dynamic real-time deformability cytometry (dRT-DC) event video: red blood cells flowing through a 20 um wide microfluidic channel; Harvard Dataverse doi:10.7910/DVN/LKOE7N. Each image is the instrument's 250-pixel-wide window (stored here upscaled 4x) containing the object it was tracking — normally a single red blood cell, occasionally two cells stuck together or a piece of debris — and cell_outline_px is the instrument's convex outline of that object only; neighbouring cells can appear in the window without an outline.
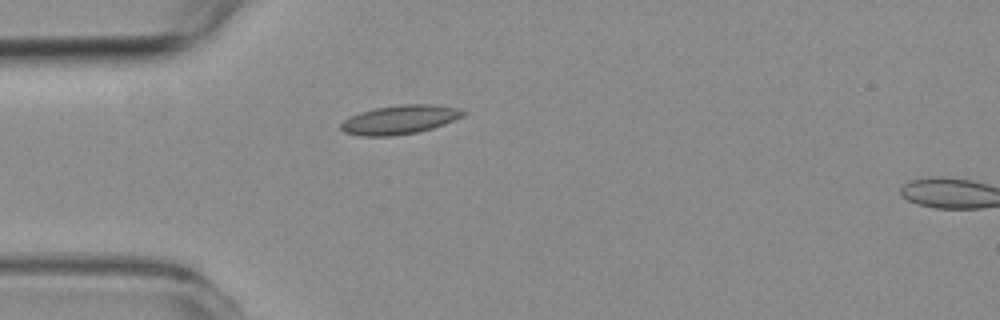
{"species": "common noctule bat (a hibernating species)", "species_latin": "Nyctalus noctula", "temperature_condition": "room temperature", "stored_images_in_passage": 2, "camera_frame_rate_fps": 3000, "um_per_image_px": 0.085, "animal": {"sex": "female", "body_mass_g": 19.3, "forearm_length_mm": 54.1}, "frame": {"image": 1, "passage_image": 1, "time_ms": 0.0, "image_size_px": [1000, 320], "cell_outline_px": [[468, 112], [464, 116], [444, 124], [432, 128], [416, 132], [392, 136], [360, 136], [344, 132], [340, 128], [340, 124], [344, 120], [360, 112], [376, 108], [400, 104], [432, 104], [460, 108]], "centroid_in_image_um": [34.01, 10.16], "position_along_channel_um": 51.0, "area_um2": 20.63}}